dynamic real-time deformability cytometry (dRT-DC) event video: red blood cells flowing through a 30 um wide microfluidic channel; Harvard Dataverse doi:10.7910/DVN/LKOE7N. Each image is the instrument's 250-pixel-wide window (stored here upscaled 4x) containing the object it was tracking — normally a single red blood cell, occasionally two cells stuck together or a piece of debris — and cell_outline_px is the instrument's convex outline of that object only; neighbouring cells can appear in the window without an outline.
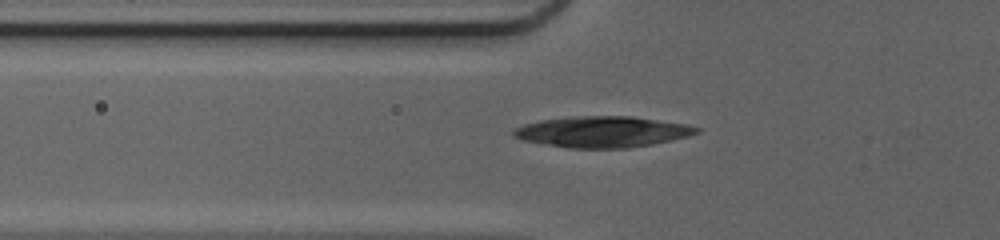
{"species": "common noctule bat (a hibernating species)", "species_latin": "Nyctalus noctula", "temperature_condition": "cold", "stored_images_in_passage": 37, "camera_frame_rate_fps": 3000, "um_per_image_px": 0.085, "animal": {"sex": "female", "body_mass_g": 20.0, "forearm_length_mm": 54.0}, "frame": {"image": 1, "passage_image": 7, "time_ms": 2.0, "image_size_px": [1000, 240], "cell_outline_px": [[700, 132], [688, 136], [652, 144], [628, 148], [568, 148], [524, 140], [512, 136], [512, 132], [516, 128], [524, 124], [540, 120], [576, 116], [632, 116], [688, 124], [700, 128]], "centroid_in_image_um": [51.23, 11.2], "position_along_channel_um": 74.6, "area_um2": 33.0}}
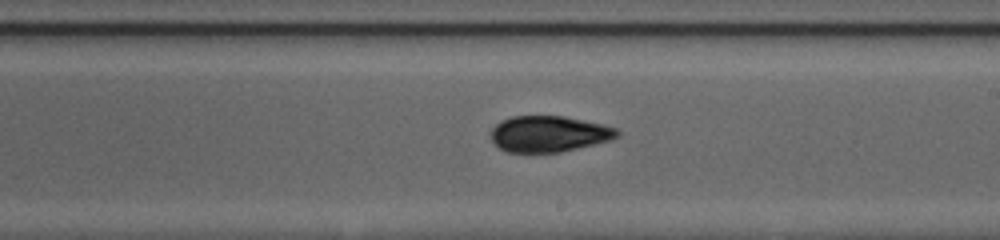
{"frame": {"image": 2, "passage_image": 19, "time_ms": 6.0, "image_size_px": [1000, 240], "cell_outline_px": [[620, 136], [608, 140], [560, 152], [504, 152], [492, 140], [492, 128], [500, 120], [512, 116], [564, 116], [600, 124], [616, 128], [620, 132]], "centroid_in_image_um": [46.62, 11.37], "position_along_channel_um": 242.4, "area_um2": 26.24}}
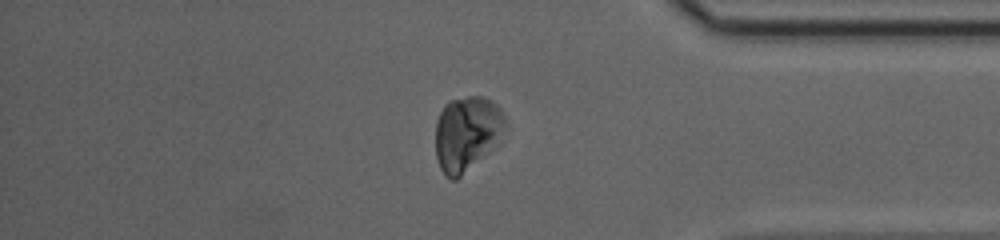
{"frame": {"image": 3, "passage_image": 31, "time_ms": 10.0, "image_size_px": [1000, 240], "cell_outline_px": [[504, 120], [492, 136], [460, 176], [456, 180], [452, 180], [444, 176], [440, 168], [436, 156], [436, 120], [444, 104], [452, 100], [468, 96], [484, 96], [492, 100], [500, 108], [504, 116]], "centroid_in_image_um": [39.49, 11.23], "position_along_channel_um": 395.7, "area_um2": 27.74}}